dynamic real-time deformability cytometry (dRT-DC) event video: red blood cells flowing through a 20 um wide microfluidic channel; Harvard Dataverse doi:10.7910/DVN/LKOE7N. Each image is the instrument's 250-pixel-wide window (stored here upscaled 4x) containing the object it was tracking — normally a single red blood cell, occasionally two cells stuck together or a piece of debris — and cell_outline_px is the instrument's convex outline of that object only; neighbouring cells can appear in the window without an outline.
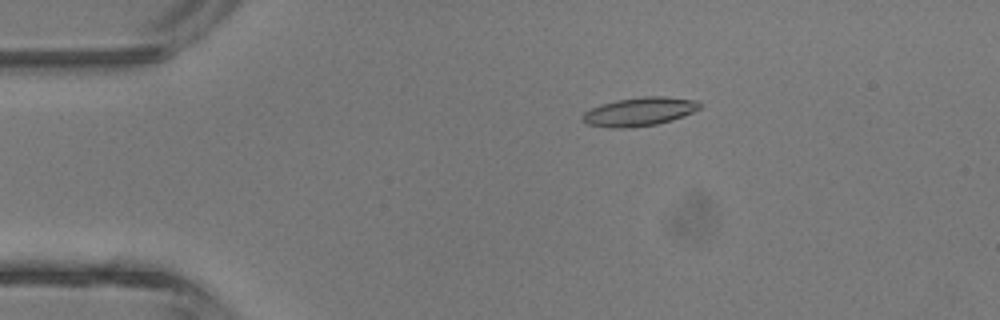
{"species": "common noctule bat (a hibernating species)", "species_latin": "Nyctalus noctula", "temperature_condition": "room temperature", "stored_images_in_passage": 4, "camera_frame_rate_fps": 3000, "um_per_image_px": 0.085, "animal": {"sex": "male", "body_mass_g": 13.3}, "frame": {"image": 1, "passage_image": 3, "time_ms": 2.333, "image_size_px": [1000, 320], "cell_outline_px": [[704, 104], [700, 108], [684, 116], [672, 120], [656, 124], [628, 128], [612, 128], [588, 124], [580, 120], [580, 116], [584, 112], [600, 104], [616, 100], [644, 96], [664, 96], [700, 100]], "centroid_in_image_um": [54.37, 9.48], "position_along_channel_um": 30.6, "area_um2": 19.83}}